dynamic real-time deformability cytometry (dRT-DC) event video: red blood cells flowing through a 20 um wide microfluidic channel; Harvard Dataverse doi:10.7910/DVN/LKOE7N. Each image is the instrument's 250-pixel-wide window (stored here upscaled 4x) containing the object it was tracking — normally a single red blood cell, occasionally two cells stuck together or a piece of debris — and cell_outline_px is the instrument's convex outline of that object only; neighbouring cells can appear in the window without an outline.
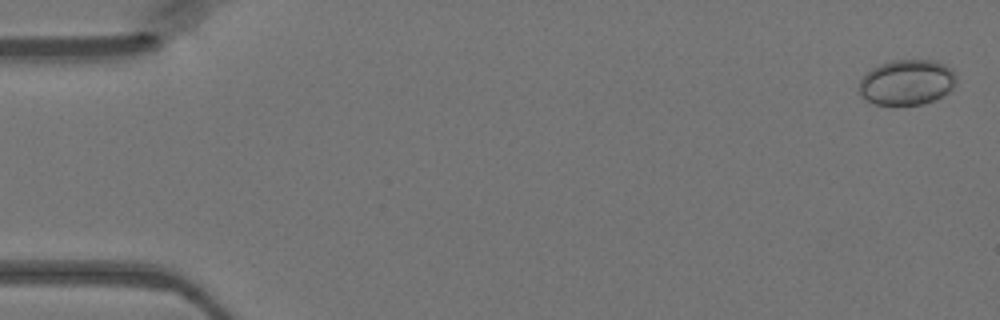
{"species": "Egyptian fruit bat (a non-hibernating species)", "species_latin": "Rousettus aegyptiacus", "temperature_condition": "warm", "stored_images_in_passage": 48, "camera_frame_rate_fps": 3000, "um_per_image_px": 0.085, "animal": {"sex": "female"}, "frame": {"image": 1, "passage_image": 2, "time_ms": 0.333, "image_size_px": [1000, 320], "cell_outline_px": [[956, 84], [952, 92], [924, 104], [876, 104], [864, 100], [860, 96], [860, 80], [872, 68], [880, 64], [892, 60], [932, 60], [944, 64], [952, 68], [956, 76]], "centroid_in_image_um": [77.13, 7.0], "position_along_channel_um": 7.9, "area_um2": 25.89}}
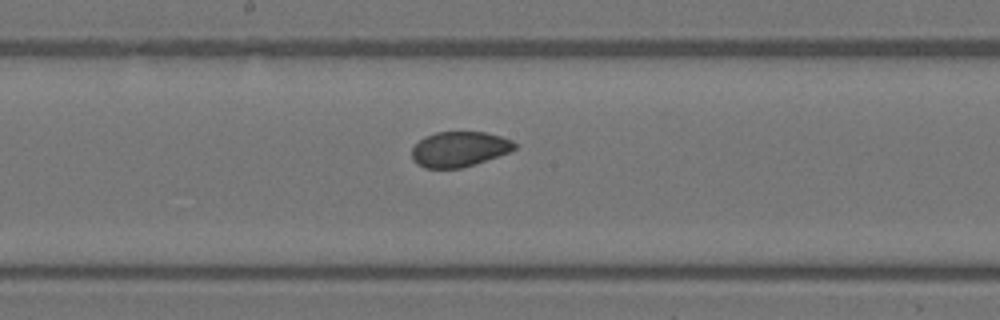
{"frame": {"image": 2, "passage_image": 26, "time_ms": 8.333, "image_size_px": [1000, 320], "cell_outline_px": [[516, 148], [508, 152], [476, 164], [460, 168], [424, 168], [416, 164], [412, 160], [412, 148], [424, 136], [436, 132], [484, 132], [500, 136], [512, 140], [516, 144]], "centroid_in_image_um": [39.01, 12.68], "position_along_channel_um": 209.2, "area_um2": 21.1}}
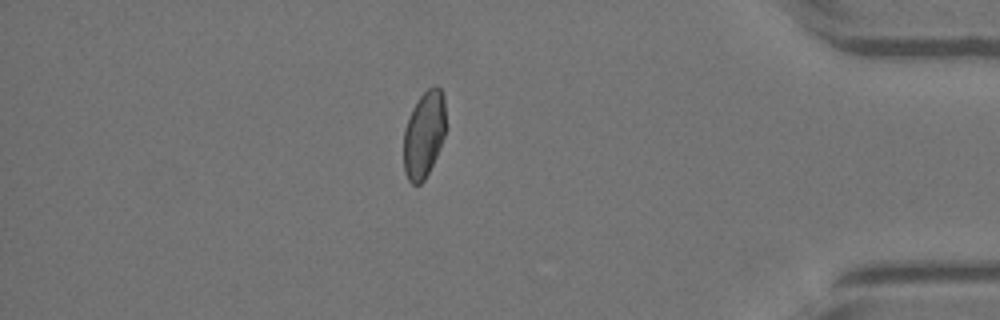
{"frame": {"image": 3, "passage_image": 42, "time_ms": 13.667, "image_size_px": [1000, 320], "cell_outline_px": [[444, 136], [440, 148], [424, 180], [420, 184], [412, 184], [408, 180], [404, 172], [404, 128], [408, 116], [412, 108], [420, 96], [428, 88], [436, 84], [440, 88], [444, 96]], "centroid_in_image_um": [36.02, 11.42], "position_along_channel_um": 399.2, "area_um2": 21.21}}